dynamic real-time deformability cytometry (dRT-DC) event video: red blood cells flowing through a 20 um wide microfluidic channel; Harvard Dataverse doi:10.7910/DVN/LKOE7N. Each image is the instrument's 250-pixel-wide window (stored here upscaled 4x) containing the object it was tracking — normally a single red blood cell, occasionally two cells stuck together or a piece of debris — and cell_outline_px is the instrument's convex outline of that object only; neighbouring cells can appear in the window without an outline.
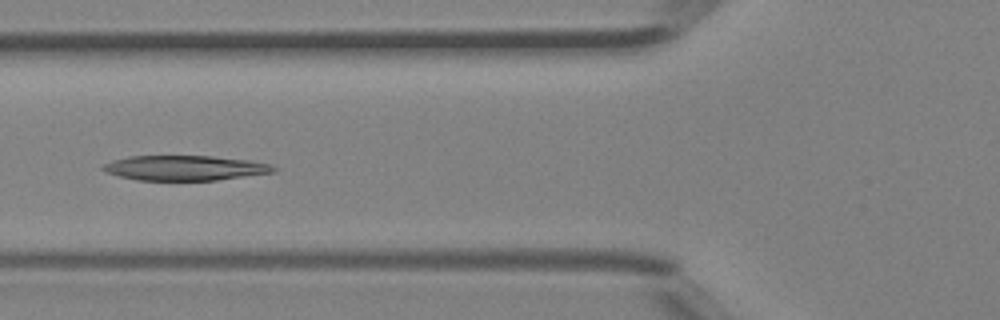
{"species": "Egyptian fruit bat (a non-hibernating species)", "species_latin": "Rousettus aegyptiacus", "temperature_condition": "room temperature", "stored_images_in_passage": 32, "camera_frame_rate_fps": 3000, "um_per_image_px": 0.085, "animal": {"sex": "female"}, "frame": {"image": 1, "passage_image": 4, "time_ms": 1.0, "image_size_px": [1000, 320], "cell_outline_px": [[280, 168], [276, 172], [216, 180], [136, 180], [120, 176], [108, 172], [100, 168], [104, 164], [112, 160], [128, 156], [212, 156], [252, 160], [272, 164]], "centroid_in_image_um": [15.79, 14.27], "position_along_channel_um": 110.0, "area_um2": 24.97}}
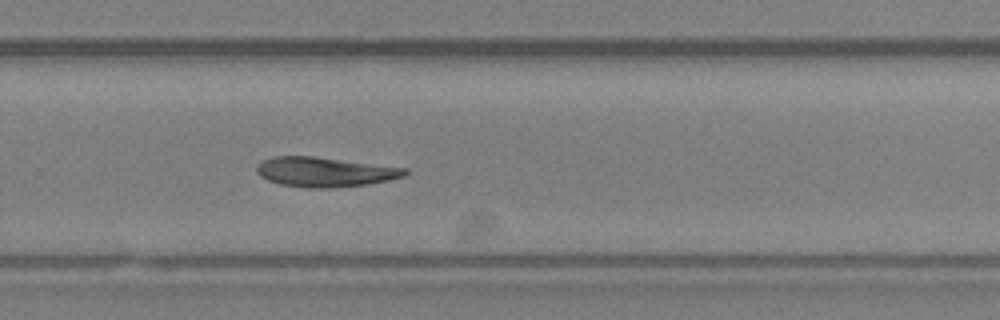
{"frame": {"image": 2, "passage_image": 17, "time_ms": 5.333, "image_size_px": [1000, 320], "cell_outline_px": [[408, 172], [404, 176], [388, 180], [364, 184], [332, 188], [304, 188], [280, 184], [268, 180], [260, 176], [256, 172], [256, 164], [272, 156], [312, 156], [408, 168]], "centroid_in_image_um": [27.57, 14.61], "position_along_channel_um": 302.2, "area_um2": 25.61}}
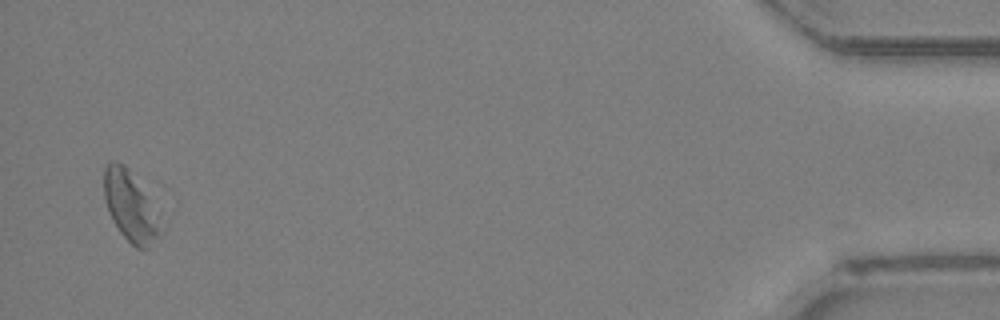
{"frame": {"image": 3, "passage_image": 31, "time_ms": 10.0, "image_size_px": [1000, 320], "cell_outline_px": [[164, 232], [148, 248], [136, 248], [120, 232], [112, 220], [104, 200], [104, 168], [112, 160], [116, 160], [124, 164], [128, 168], [144, 196]], "centroid_in_image_um": [11.01, 17.57], "position_along_channel_um": 424.2, "area_um2": 21.96}, "authors_computed_cell_mechanics": {"area_um2": 25.5476, "velocity_mm_per_s": 4.4487, "shape_relaxation_time_tau1_ms": 4.8595, "shape_relaxation_time_tau2_ms": null, "deformation_change_tau1": 0.1459, "deformation_change_tau2": null}}